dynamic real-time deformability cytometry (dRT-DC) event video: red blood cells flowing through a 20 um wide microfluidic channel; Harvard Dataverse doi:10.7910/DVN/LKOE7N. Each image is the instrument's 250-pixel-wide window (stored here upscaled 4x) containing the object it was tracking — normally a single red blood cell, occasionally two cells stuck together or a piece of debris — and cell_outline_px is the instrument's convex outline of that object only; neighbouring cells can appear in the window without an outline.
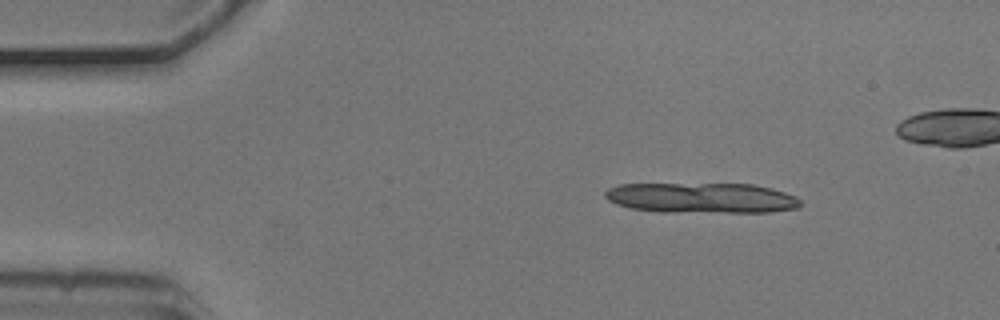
{"species": "common noctule bat (a hibernating species)", "species_latin": "Nyctalus noctula", "temperature_condition": "cold", "stored_images_in_passage": 3, "camera_frame_rate_fps": 3000, "um_per_image_px": 0.085, "animal": {"sex": "male", "body_mass_g": 20.5, "forearm_length_mm": 52.5}, "frame": {"image": 1, "passage_image": 1, "time_ms": 0.0, "image_size_px": [1000, 320], "cell_outline_px": [[804, 204], [796, 208], [772, 212], [664, 212], [632, 208], [616, 204], [608, 200], [604, 196], [604, 192], [608, 188], [620, 184], [756, 184], [772, 188], [796, 196]], "centroid_in_image_um": [59.67, 16.82], "position_along_channel_um": 25.3, "area_um2": 34.74}}